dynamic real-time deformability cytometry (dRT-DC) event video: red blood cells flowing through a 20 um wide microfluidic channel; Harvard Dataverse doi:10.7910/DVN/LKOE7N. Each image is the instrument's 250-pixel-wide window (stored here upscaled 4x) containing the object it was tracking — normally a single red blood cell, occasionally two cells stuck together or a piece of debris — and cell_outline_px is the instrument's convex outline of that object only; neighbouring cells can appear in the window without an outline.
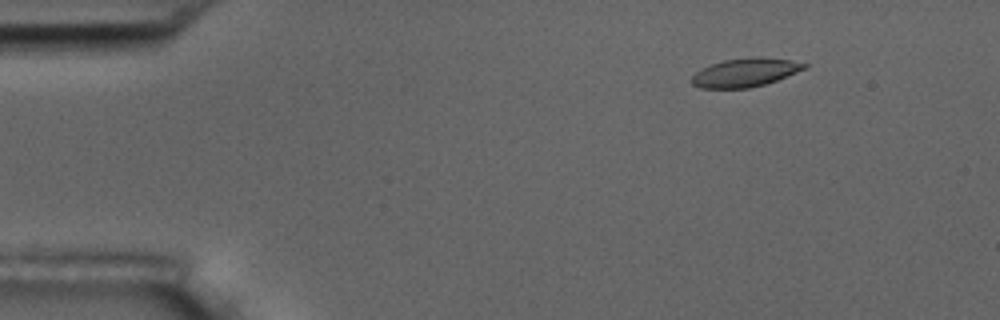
{"species": "common noctule bat (a hibernating species)", "species_latin": "Nyctalus noctula", "temperature_condition": "room temperature", "stored_images_in_passage": 6, "camera_frame_rate_fps": 3000, "um_per_image_px": 0.085, "animal": {"sex": "male", "body_mass_g": 17.5, "forearm_length_mm": 52.3}, "frame": {"image": 1, "passage_image": 2, "time_ms": 1.0, "image_size_px": [1000, 320], "cell_outline_px": [[808, 68], [776, 80], [764, 84], [748, 88], [700, 88], [692, 84], [692, 76], [700, 68], [724, 60], [788, 60], [808, 64]], "centroid_in_image_um": [63.28, 6.22], "position_along_channel_um": 21.7, "area_um2": 17.69}}
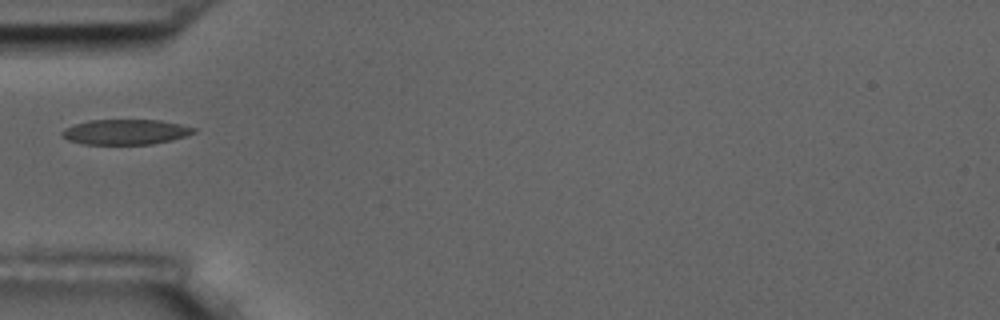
{"frame": {"image": 2, "passage_image": 5, "time_ms": 4.667, "image_size_px": [1000, 320], "cell_outline_px": [[196, 132], [184, 136], [152, 144], [84, 144], [68, 140], [60, 136], [60, 132], [64, 128], [72, 124], [88, 120], [160, 120], [180, 124], [196, 128]], "centroid_in_image_um": [10.6, 11.21], "position_along_channel_um": 74.4, "area_um2": 19.36}}